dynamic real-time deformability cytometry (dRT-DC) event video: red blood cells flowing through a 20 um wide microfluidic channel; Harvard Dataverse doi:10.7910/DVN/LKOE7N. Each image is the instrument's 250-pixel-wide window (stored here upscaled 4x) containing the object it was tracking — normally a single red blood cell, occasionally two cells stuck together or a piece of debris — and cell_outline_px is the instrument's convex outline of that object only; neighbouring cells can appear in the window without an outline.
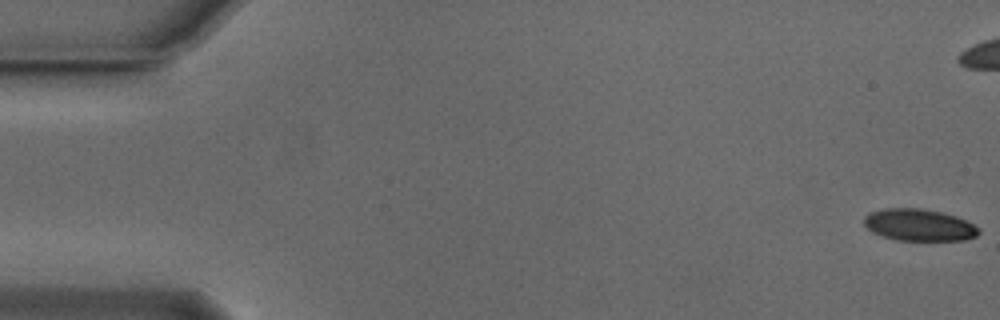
{"species": "Egyptian fruit bat (a non-hibernating species)", "species_latin": "Rousettus aegyptiacus", "temperature_condition": "cold", "stored_images_in_passage": 55, "camera_frame_rate_fps": 3000, "um_per_image_px": 0.085, "animal": {"sex": "male"}, "frame": {"image": 1, "passage_image": 1, "time_ms": 0.0, "image_size_px": [1000, 320], "cell_outline_px": [[980, 232], [976, 236], [964, 240], [896, 240], [872, 232], [864, 224], [864, 216], [872, 212], [884, 208], [920, 208], [940, 212], [956, 216], [980, 228]], "centroid_in_image_um": [78.12, 19.12], "position_along_channel_um": 6.9, "area_um2": 21.15}}
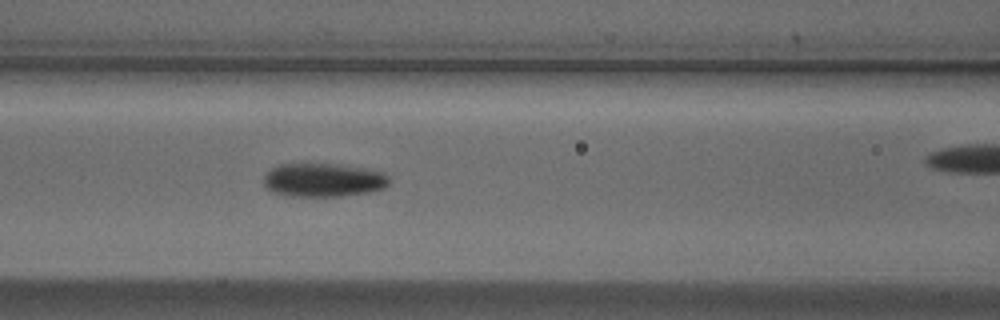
{"frame": {"image": 2, "passage_image": 23, "time_ms": 7.333, "image_size_px": [1000, 320], "cell_outline_px": [[388, 184], [384, 188], [368, 192], [340, 196], [292, 196], [276, 192], [268, 188], [264, 184], [264, 176], [272, 168], [280, 164], [332, 164], [364, 168], [380, 172], [388, 176]], "centroid_in_image_um": [27.48, 15.3], "position_along_channel_um": 139.1, "area_um2": 24.1}}
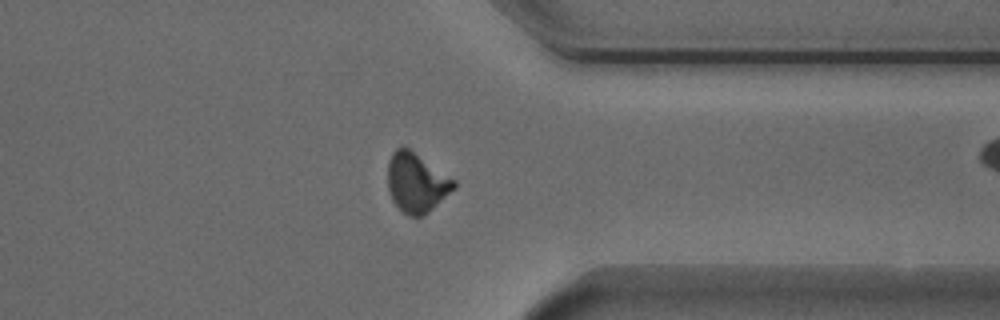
{"frame": {"image": 3, "passage_image": 42, "time_ms": 13.667, "image_size_px": [1000, 320], "cell_outline_px": [[456, 188], [424, 216], [408, 216], [392, 200], [388, 188], [388, 160], [392, 152], [400, 144], [404, 144], [456, 180]], "centroid_in_image_um": [35.4, 15.48], "position_along_channel_um": 376.0, "area_um2": 23.24}}